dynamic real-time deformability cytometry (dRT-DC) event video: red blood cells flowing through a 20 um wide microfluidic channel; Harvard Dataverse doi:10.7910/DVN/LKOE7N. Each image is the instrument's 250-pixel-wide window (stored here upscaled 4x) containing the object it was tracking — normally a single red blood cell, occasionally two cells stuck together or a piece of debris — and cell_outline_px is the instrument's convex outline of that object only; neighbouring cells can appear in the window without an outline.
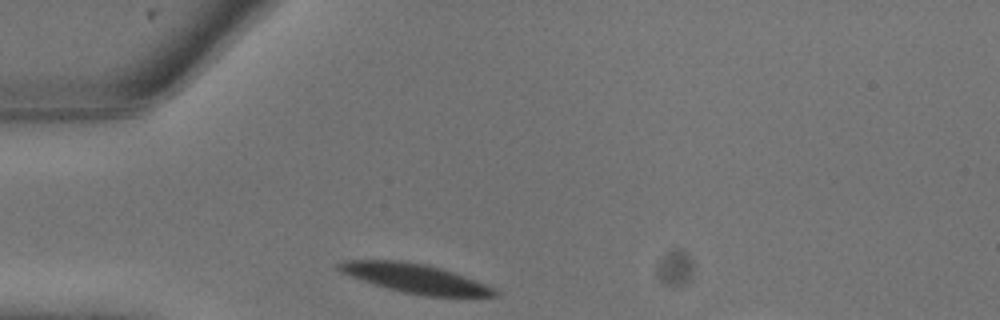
{"species": "common noctule bat (a hibernating species)", "species_latin": "Nyctalus noctula", "temperature_condition": "warm", "stored_images_in_passage": 13, "camera_frame_rate_fps": 3000, "um_per_image_px": 0.085, "animal": {"sex": "male", "body_mass_g": 13.3}, "frame": {"image": 1, "passage_image": 1, "time_ms": 0.0, "image_size_px": [1000, 320], "cell_outline_px": [[500, 292], [496, 296], [424, 296], [404, 292], [388, 288], [340, 272], [336, 268], [336, 264], [344, 260], [400, 260], [424, 264], [440, 268], [464, 276], [484, 284]], "centroid_in_image_um": [35.26, 23.65], "position_along_channel_um": 49.7, "area_um2": 25.95}}
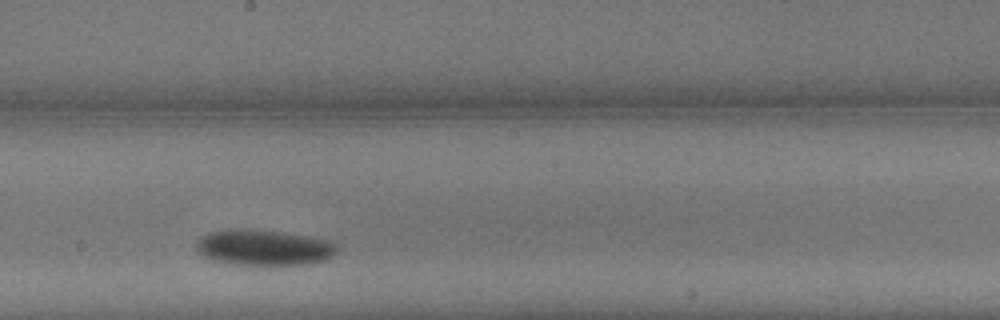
{"frame": {"image": 2, "passage_image": 8, "time_ms": 2.333, "image_size_px": [1000, 320], "cell_outline_px": [[340, 248], [328, 260], [312, 264], [236, 264], [212, 260], [196, 252], [196, 240], [200, 236], [208, 232], [228, 228], [240, 228], [284, 232], [316, 236], [336, 240], [340, 244]], "centroid_in_image_um": [22.51, 21.01], "position_along_channel_um": 225.7, "area_um2": 30.29}}
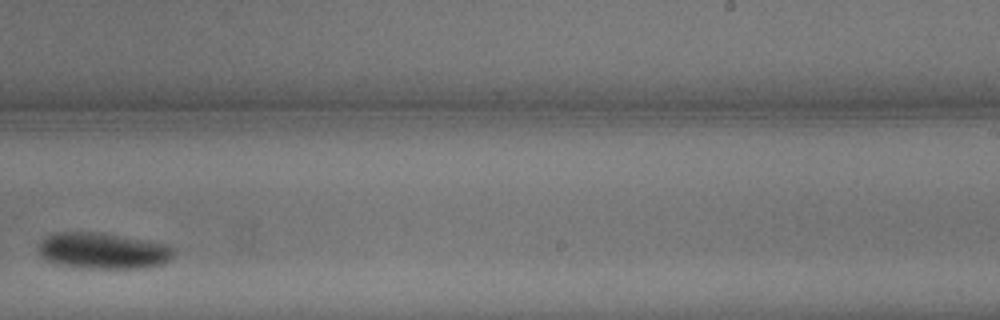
{"frame": {"image": 3, "passage_image": 10, "time_ms": 3.0, "image_size_px": [1000, 320], "cell_outline_px": [[176, 252], [164, 264], [144, 268], [84, 268], [56, 264], [40, 256], [40, 240], [52, 232], [104, 232], [168, 244], [176, 248]], "centroid_in_image_um": [8.79, 21.3], "position_along_channel_um": 280.2, "area_um2": 28.96}}